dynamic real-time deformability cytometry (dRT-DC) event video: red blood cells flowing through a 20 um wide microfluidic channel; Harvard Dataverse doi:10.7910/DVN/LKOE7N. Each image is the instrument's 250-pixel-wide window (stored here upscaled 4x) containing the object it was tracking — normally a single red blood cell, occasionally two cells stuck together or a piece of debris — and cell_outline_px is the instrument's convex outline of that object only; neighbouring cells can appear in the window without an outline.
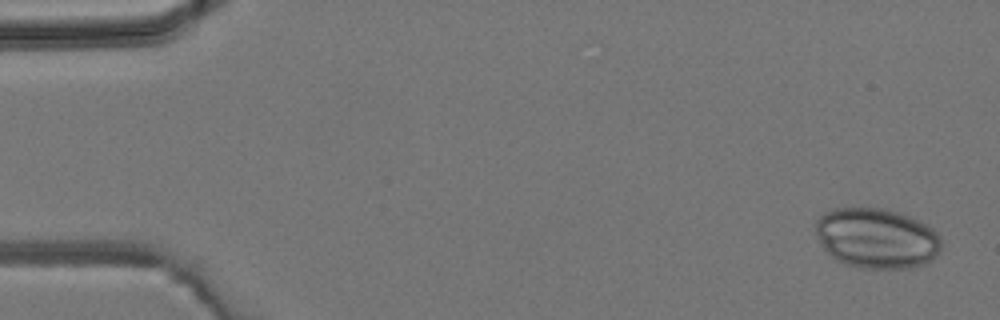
{"species": "common noctule bat (a hibernating species)", "species_latin": "Nyctalus noctula", "temperature_condition": "room temperature", "stored_images_in_passage": 4, "camera_frame_rate_fps": 3000, "um_per_image_px": 0.085, "animal": {"sex": "male", "body_mass_g": 19.2, "forearm_length_mm": 51.8}, "frame": {"image": 1, "passage_image": 1, "time_ms": 0.0, "image_size_px": [1000, 320], "cell_outline_px": [[940, 252], [932, 260], [924, 264], [912, 268], [860, 268], [844, 264], [836, 260], [820, 244], [816, 236], [816, 220], [824, 212], [832, 208], [884, 208], [920, 220], [928, 224], [940, 236]], "centroid_in_image_um": [74.51, 20.25], "position_along_channel_um": 10.5, "area_um2": 44.45}}